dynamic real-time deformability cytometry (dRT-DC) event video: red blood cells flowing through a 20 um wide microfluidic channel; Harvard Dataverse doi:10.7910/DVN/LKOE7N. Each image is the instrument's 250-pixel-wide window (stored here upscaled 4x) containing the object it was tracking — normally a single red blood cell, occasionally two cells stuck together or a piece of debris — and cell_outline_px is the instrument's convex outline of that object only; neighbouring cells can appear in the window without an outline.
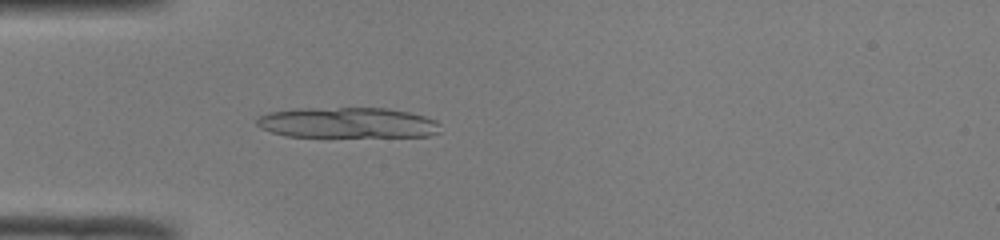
{"species": "common noctule bat (a hibernating species)", "species_latin": "Nyctalus noctula", "temperature_condition": "room temperature", "stored_images_in_passage": 49, "camera_frame_rate_fps": 3000, "um_per_image_px": 0.085, "animal": {"sex": "male", "body_mass_g": 19.0, "forearm_length_mm": 50.8}, "frame": {"image": 1, "passage_image": 15, "time_ms": 4.667, "image_size_px": [1000, 240], "cell_outline_px": [[440, 132], [428, 136], [288, 136], [272, 132], [260, 128], [256, 124], [256, 120], [260, 116], [268, 112], [296, 108], [388, 108], [408, 112], [424, 116], [436, 120], [440, 124]], "centroid_in_image_um": [29.54, 10.42], "position_along_channel_um": 55.5, "area_um2": 32.71}}